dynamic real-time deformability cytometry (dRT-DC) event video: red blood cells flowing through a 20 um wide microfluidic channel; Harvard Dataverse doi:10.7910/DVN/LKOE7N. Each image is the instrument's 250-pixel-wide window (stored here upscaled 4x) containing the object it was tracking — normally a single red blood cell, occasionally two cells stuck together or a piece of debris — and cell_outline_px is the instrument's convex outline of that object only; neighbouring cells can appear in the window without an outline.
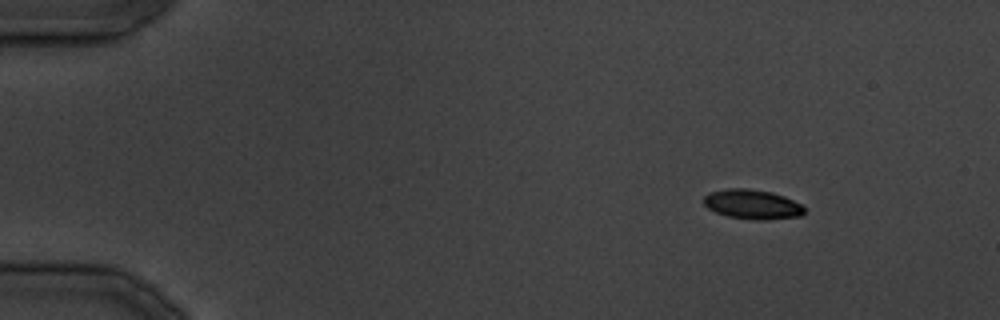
{"species": "common noctule bat (a hibernating species)", "species_latin": "Nyctalus noctula", "temperature_condition": "cold", "stored_images_in_passage": 15, "camera_frame_rate_fps": 3000, "um_per_image_px": 0.085, "animal": {"sex": "male", "body_mass_g": 19.5, "forearm_length_mm": 54.6}, "frame": {"image": 1, "passage_image": 4, "time_ms": 3.667, "image_size_px": [1000, 320], "cell_outline_px": [[804, 212], [800, 216], [764, 220], [756, 220], [728, 216], [716, 212], [708, 208], [704, 204], [704, 196], [708, 192], [728, 188], [748, 188], [772, 192], [784, 196], [800, 204], [804, 208]], "centroid_in_image_um": [63.92, 17.35], "position_along_channel_um": 21.1, "area_um2": 17.28}}
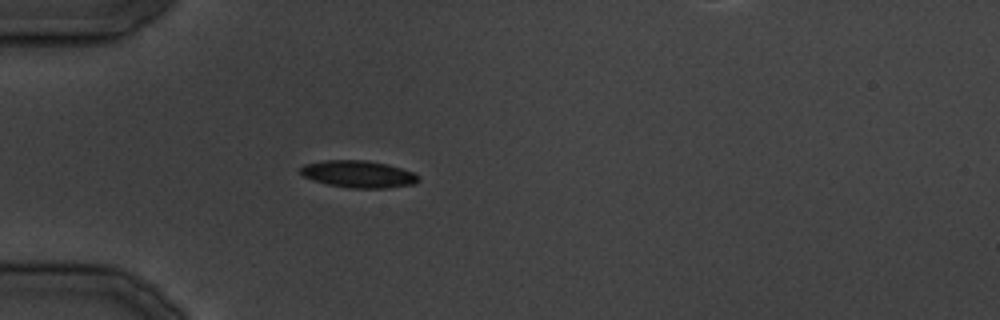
{"frame": {"image": 2, "passage_image": 10, "time_ms": 11.333, "image_size_px": [1000, 320], "cell_outline_px": [[420, 180], [412, 184], [388, 188], [348, 188], [328, 184], [312, 180], [304, 176], [300, 172], [300, 168], [304, 164], [324, 160], [368, 160], [388, 164], [412, 172], [420, 176]], "centroid_in_image_um": [30.46, 14.79], "position_along_channel_um": 54.5, "area_um2": 18.67}}
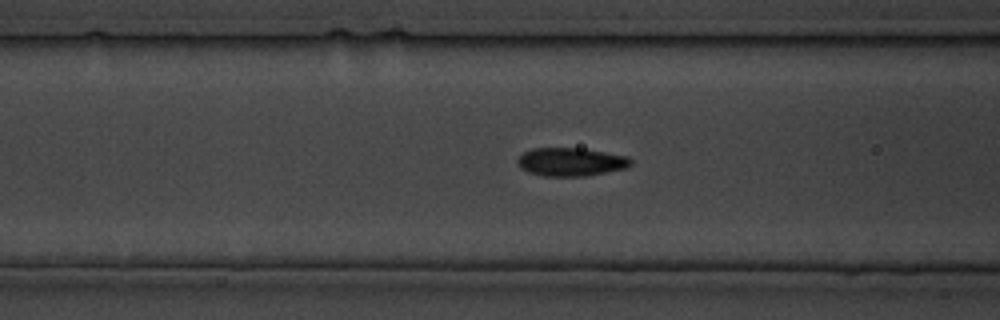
{"frame": {"image": 3, "passage_image": 14, "time_ms": 16.0, "image_size_px": [1000, 320], "cell_outline_px": [[632, 164], [628, 168], [584, 176], [544, 176], [528, 172], [520, 168], [516, 164], [516, 160], [524, 152], [532, 148], [584, 148], [628, 156], [632, 160]], "centroid_in_image_um": [48.53, 13.75], "position_along_channel_um": 118.1, "area_um2": 18.9}}